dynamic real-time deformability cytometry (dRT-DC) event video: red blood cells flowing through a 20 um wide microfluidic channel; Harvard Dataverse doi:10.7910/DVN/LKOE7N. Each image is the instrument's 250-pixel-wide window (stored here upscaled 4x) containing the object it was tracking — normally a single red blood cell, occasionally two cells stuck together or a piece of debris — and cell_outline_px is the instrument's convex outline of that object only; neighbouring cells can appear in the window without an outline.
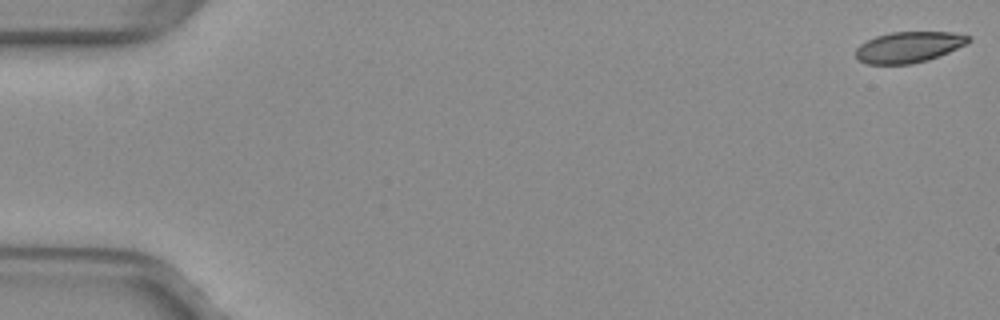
{"species": "common noctule bat (a hibernating species)", "species_latin": "Nyctalus noctula", "temperature_condition": "warm", "stored_images_in_passage": 53, "camera_frame_rate_fps": 3000, "um_per_image_px": 0.085, "animal": {"sex": "female", "body_mass_g": 29.2, "forearm_length_mm": 56.3}, "frame": {"image": 1, "passage_image": 1, "time_ms": 0.0, "image_size_px": [1000, 320], "cell_outline_px": [[972, 40], [968, 44], [928, 60], [912, 64], [868, 64], [856, 60], [856, 48], [860, 44], [876, 36], [892, 32], [952, 32], [972, 36]], "centroid_in_image_um": [77.26, 4.0], "position_along_channel_um": 7.7, "area_um2": 20.46}}
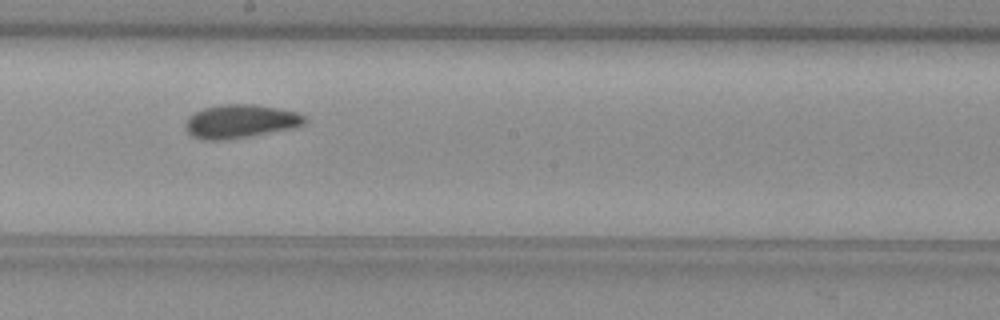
{"frame": {"image": 2, "passage_image": 30, "time_ms": 9.667, "image_size_px": [1000, 320], "cell_outline_px": [[308, 120], [304, 124], [292, 128], [248, 136], [224, 140], [204, 140], [192, 136], [184, 128], [184, 124], [188, 116], [204, 108], [220, 104], [256, 104], [296, 112], [304, 116]], "centroid_in_image_um": [20.39, 10.31], "position_along_channel_um": 227.8, "area_um2": 23.24}}
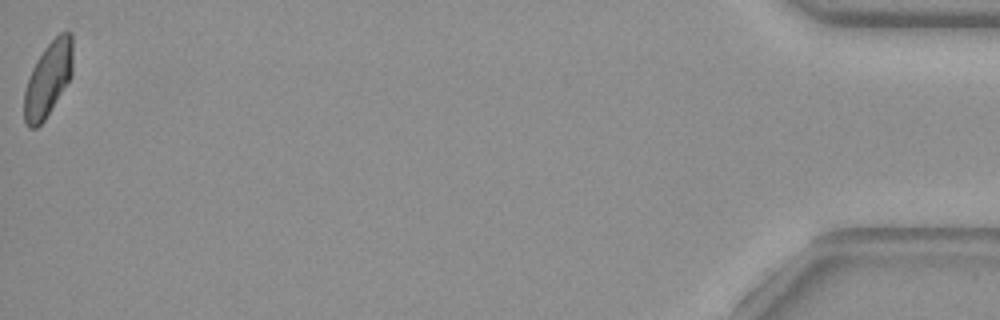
{"frame": {"image": 3, "passage_image": 53, "time_ms": 17.333, "image_size_px": [1000, 320], "cell_outline_px": [[72, 76], [44, 120], [36, 128], [28, 128], [24, 120], [24, 92], [32, 68], [36, 60], [44, 48], [60, 32], [68, 28], [72, 32]], "centroid_in_image_um": [4.1, 6.69], "position_along_channel_um": 431.1, "area_um2": 21.15}, "authors_computed_cell_mechanics": {"area_um2": 22.0218, "velocity_mm_per_s": 3.9783, "shape_relaxation_time_tau1_ms": 6.6919, "shape_relaxation_time_tau2_ms": 2.8262, "deformation_change_tau1": 0.139, "deformation_change_tau2": 0.0744}}